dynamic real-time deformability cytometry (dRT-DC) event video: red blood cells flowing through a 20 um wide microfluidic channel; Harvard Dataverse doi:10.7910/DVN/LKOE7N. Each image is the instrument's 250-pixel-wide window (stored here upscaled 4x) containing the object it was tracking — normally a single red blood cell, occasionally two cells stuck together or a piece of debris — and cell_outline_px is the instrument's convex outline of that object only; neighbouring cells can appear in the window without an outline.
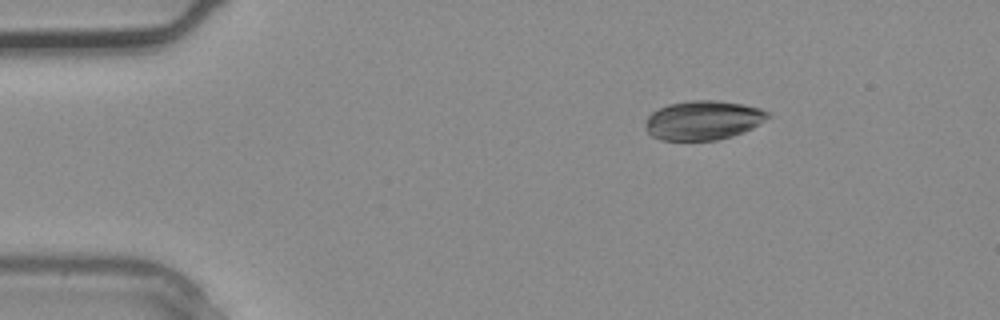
{"species": "common noctule bat (a hibernating species)", "species_latin": "Nyctalus noctula", "temperature_condition": "warm", "stored_images_in_passage": 2, "camera_frame_rate_fps": 3000, "um_per_image_px": 0.085, "animal": {"sex": "male", "body_mass_g": 20.4}, "frame": {"image": 1, "passage_image": 1, "time_ms": 0.0, "image_size_px": [1000, 320], "cell_outline_px": [[772, 116], [760, 124], [744, 132], [732, 136], [716, 140], [660, 140], [652, 136], [644, 128], [648, 116], [652, 112], [668, 104], [692, 100], [716, 100], [744, 104], [760, 108], [768, 112]], "centroid_in_image_um": [59.79, 10.22], "position_along_channel_um": 25.2, "area_um2": 28.15}}